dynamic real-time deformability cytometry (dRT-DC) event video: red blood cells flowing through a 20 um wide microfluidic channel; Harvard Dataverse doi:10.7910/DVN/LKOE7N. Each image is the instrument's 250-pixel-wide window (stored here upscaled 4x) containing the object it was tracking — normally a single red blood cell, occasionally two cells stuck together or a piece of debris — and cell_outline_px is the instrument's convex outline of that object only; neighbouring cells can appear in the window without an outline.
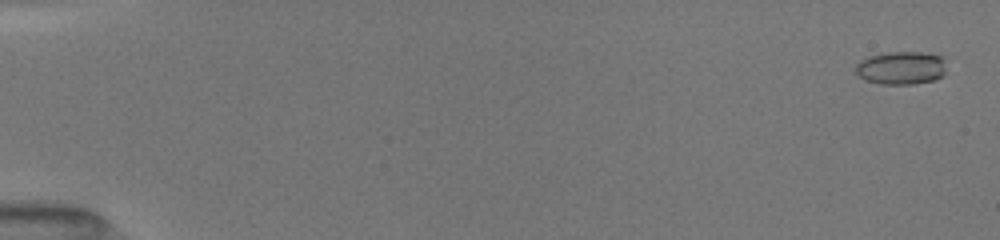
{"species": "common noctule bat (a hibernating species)", "species_latin": "Nyctalus noctula", "temperature_condition": "room temperature", "stored_images_in_passage": 36, "camera_frame_rate_fps": 3000, "um_per_image_px": 0.085, "animal": {"sex": "female", "body_mass_g": 19.5, "forearm_length_mm": 54.1}, "frame": {"image": 1, "passage_image": 3, "time_ms": 0.333, "image_size_px": [1000, 240], "cell_outline_px": [[944, 76], [936, 80], [912, 84], [880, 84], [864, 80], [856, 72], [856, 64], [860, 60], [868, 56], [888, 52], [920, 52], [940, 56], [944, 60]], "centroid_in_image_um": [76.58, 5.78], "position_along_channel_um": 8.4, "area_um2": 17.57}}
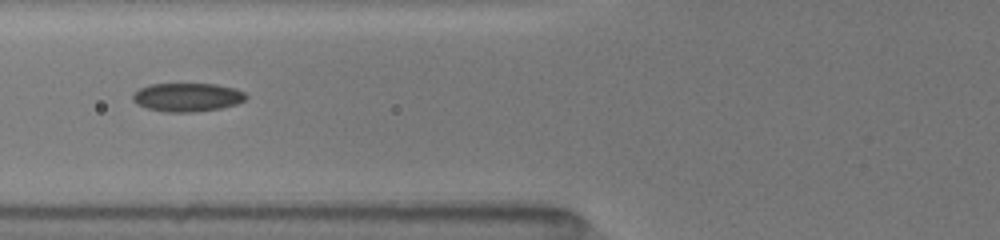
{"frame": {"image": 2, "passage_image": 23, "time_ms": 7.0, "image_size_px": [1000, 240], "cell_outline_px": [[248, 96], [244, 100], [236, 104], [220, 108], [192, 112], [164, 112], [148, 108], [136, 104], [132, 100], [132, 96], [140, 88], [148, 84], [216, 84], [236, 88], [244, 92]], "centroid_in_image_um": [15.92, 8.26], "position_along_channel_um": 109.9, "area_um2": 18.84}}
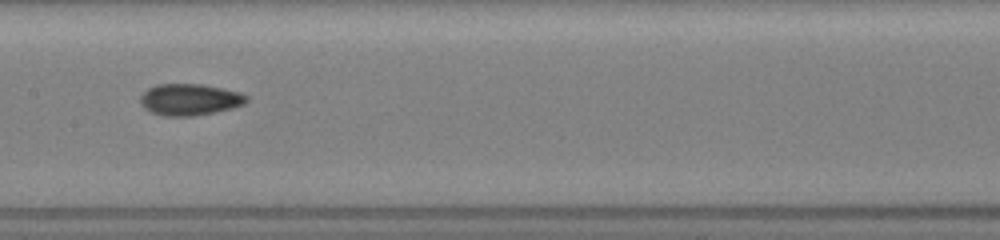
{"frame": {"image": 3, "passage_image": 35, "time_ms": 9.0, "image_size_px": [1000, 240], "cell_outline_px": [[248, 100], [244, 104], [232, 108], [216, 112], [192, 116], [164, 116], [152, 112], [144, 108], [140, 104], [140, 96], [148, 88], [156, 84], [204, 84], [224, 88], [240, 92], [248, 96]], "centroid_in_image_um": [16.13, 8.45], "position_along_channel_um": 191.3, "area_um2": 19.71}}